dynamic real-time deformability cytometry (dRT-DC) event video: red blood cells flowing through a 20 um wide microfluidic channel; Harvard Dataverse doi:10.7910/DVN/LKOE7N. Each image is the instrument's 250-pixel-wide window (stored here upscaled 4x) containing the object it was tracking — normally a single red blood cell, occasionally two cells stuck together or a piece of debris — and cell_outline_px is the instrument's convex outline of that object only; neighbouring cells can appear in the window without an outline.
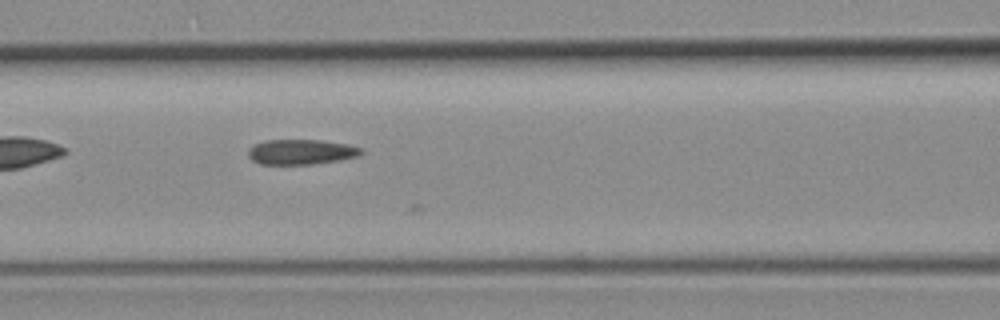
{"species": "common noctule bat (a hibernating species)", "species_latin": "Nyctalus noctula", "temperature_condition": "room temperature", "stored_images_in_passage": 28, "segment_of_instrument_passage": [2, 2], "camera_frame_rate_fps": 3000, "um_per_image_px": 0.085, "animal": {"sex": "female", "body_mass_g": 19.3, "forearm_length_mm": 54.1}, "frame": {"image": 1, "passage_image": 22, "time_ms": 7.0, "image_size_px": [1000, 320], "cell_outline_px": [[364, 152], [356, 156], [340, 160], [312, 164], [260, 164], [252, 160], [248, 156], [248, 148], [256, 144], [268, 140], [320, 140], [344, 144], [360, 148]], "centroid_in_image_um": [25.55, 12.92], "position_along_channel_um": 141.0, "area_um2": 16.3}}
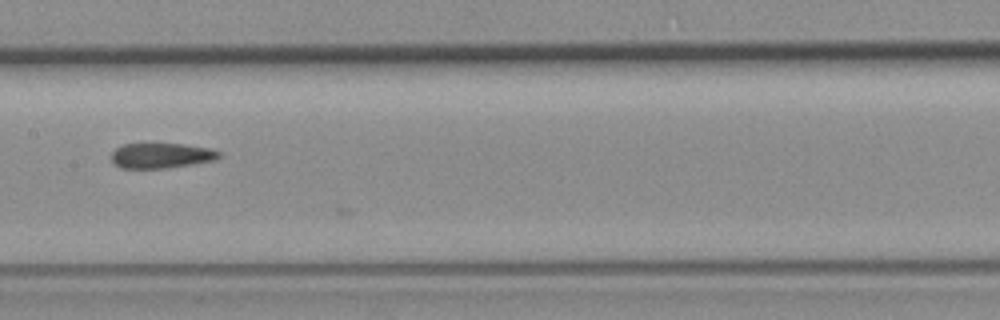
{"frame": {"image": 2, "passage_image": 26, "time_ms": 8.333, "image_size_px": [1000, 320], "cell_outline_px": [[220, 156], [212, 160], [164, 168], [120, 168], [112, 160], [112, 152], [116, 148], [124, 144], [184, 144], [208, 148], [220, 152]], "centroid_in_image_um": [13.66, 13.22], "position_along_channel_um": 193.7, "area_um2": 15.37}}